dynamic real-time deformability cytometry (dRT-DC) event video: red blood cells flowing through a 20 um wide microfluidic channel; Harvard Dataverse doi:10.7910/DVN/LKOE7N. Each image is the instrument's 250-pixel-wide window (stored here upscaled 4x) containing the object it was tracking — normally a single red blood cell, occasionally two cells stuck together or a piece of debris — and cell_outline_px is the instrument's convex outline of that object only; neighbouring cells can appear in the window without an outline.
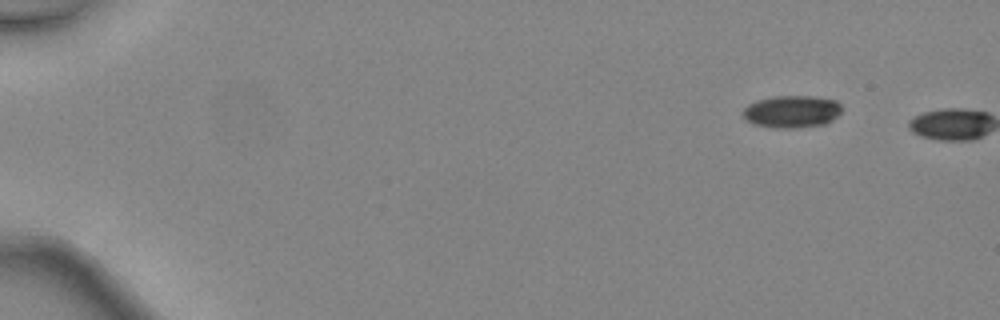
{"species": "common noctule bat (a hibernating species)", "species_latin": "Nyctalus noctula", "temperature_condition": "warm", "stored_images_in_passage": 2, "camera_frame_rate_fps": 3000, "um_per_image_px": 0.085, "animal": {"sex": "female", "body_mass_g": 24.6, "forearm_length_mm": 56.2}, "frame": {"image": 1, "passage_image": 1, "time_ms": 0.0, "image_size_px": [1000, 320], "cell_outline_px": [[840, 112], [832, 120], [824, 124], [796, 128], [776, 128], [752, 124], [740, 112], [748, 104], [756, 100], [776, 96], [812, 96], [836, 100], [840, 104]], "centroid_in_image_um": [67.27, 9.48], "position_along_channel_um": 17.7, "area_um2": 18.61}}